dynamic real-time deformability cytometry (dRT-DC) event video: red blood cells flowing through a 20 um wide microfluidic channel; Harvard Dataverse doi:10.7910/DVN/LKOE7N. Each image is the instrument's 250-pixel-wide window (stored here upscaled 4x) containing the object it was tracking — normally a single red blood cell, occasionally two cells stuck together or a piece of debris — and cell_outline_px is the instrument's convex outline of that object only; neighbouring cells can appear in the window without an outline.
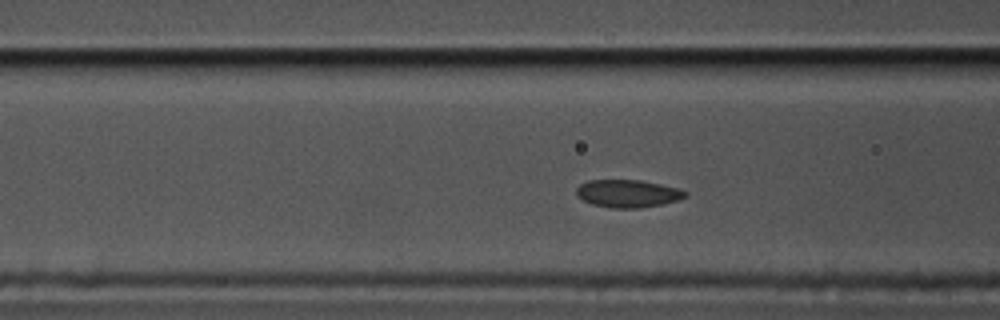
{"species": "common noctule bat (a hibernating species)", "species_latin": "Nyctalus noctula", "temperature_condition": "cold", "stored_images_in_passage": 54, "camera_frame_rate_fps": 3000, "um_per_image_px": 0.085, "animal": {"sex": "male", "body_mass_g": 17.5, "forearm_length_mm": 52.3}, "frame": {"image": 1, "passage_image": 17, "time_ms": 5.333, "image_size_px": [1000, 320], "cell_outline_px": [[688, 196], [664, 204], [640, 208], [612, 208], [592, 204], [576, 196], [576, 188], [580, 184], [588, 180], [640, 180], [680, 188], [688, 192]], "centroid_in_image_um": [53.37, 16.45], "position_along_channel_um": 113.2, "area_um2": 17.69}}
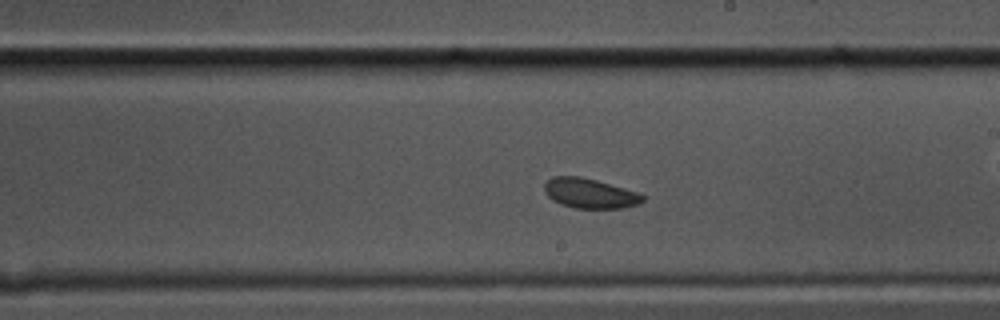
{"frame": {"image": 2, "passage_image": 28, "time_ms": 9.0, "image_size_px": [1000, 320], "cell_outline_px": [[648, 196], [644, 200], [636, 204], [620, 208], [572, 208], [560, 204], [552, 200], [544, 192], [544, 184], [552, 176], [580, 176], [596, 180], [640, 192]], "centroid_in_image_um": [50.14, 16.43], "position_along_channel_um": 238.9, "area_um2": 17.28}}
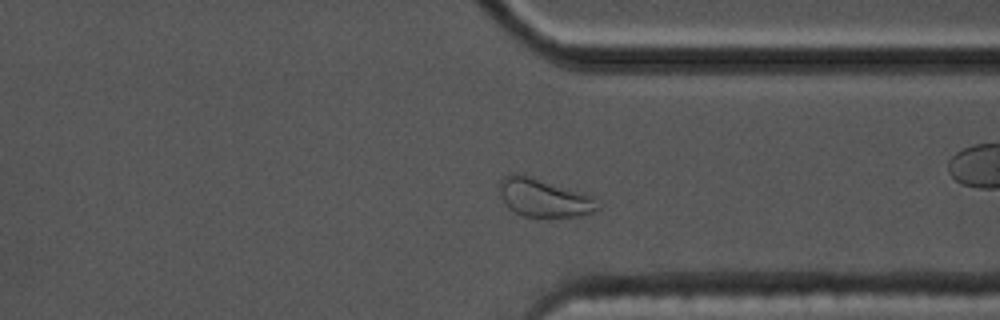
{"frame": {"image": 3, "passage_image": 39, "time_ms": 12.667, "image_size_px": [1000, 320], "cell_outline_px": [[600, 208], [592, 212], [580, 216], [524, 216], [508, 208], [496, 184], [504, 176], [516, 172], [532, 176], [592, 196]], "centroid_in_image_um": [46.17, 16.78], "position_along_channel_um": 365.2, "area_um2": 21.68}, "authors_computed_cell_mechanics": {"area_um2": 17.9758, "velocity_mm_per_s": 3.434, "shape_relaxation_time_tau1_ms": 3.6716, "shape_relaxation_time_tau2_ms": 2.0264, "deformation_change_tau1": 0.0544, "deformation_change_tau2": 0.0299}}